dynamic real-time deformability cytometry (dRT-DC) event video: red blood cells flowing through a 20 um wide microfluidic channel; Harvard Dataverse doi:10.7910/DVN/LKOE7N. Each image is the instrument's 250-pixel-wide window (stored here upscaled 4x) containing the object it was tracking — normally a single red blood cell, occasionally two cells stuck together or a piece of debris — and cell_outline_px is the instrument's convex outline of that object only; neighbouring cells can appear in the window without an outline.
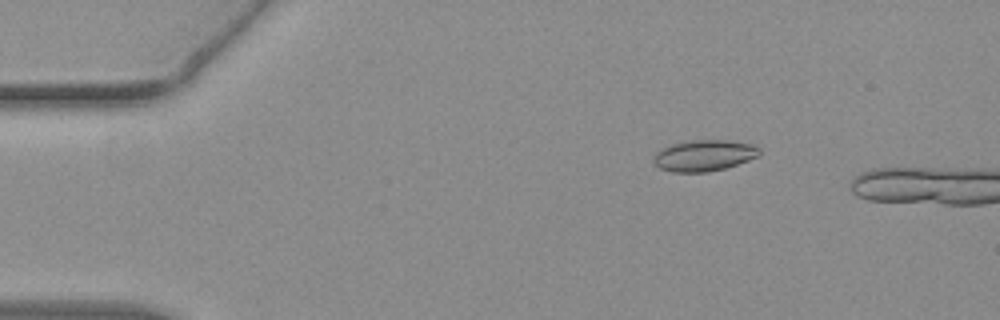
{"species": "common noctule bat (a hibernating species)", "species_latin": "Nyctalus noctula", "temperature_condition": "warm", "stored_images_in_passage": 14, "camera_frame_rate_fps": 3000, "um_per_image_px": 0.085, "animal": {"sex": "female", "body_mass_g": 19.3, "forearm_length_mm": 54.1}, "frame": {"image": 1, "passage_image": 7, "time_ms": 2.0, "image_size_px": [1000, 320], "cell_outline_px": [[760, 152], [756, 156], [748, 160], [724, 168], [708, 172], [672, 172], [660, 168], [652, 160], [652, 156], [656, 152], [672, 144], [688, 140], [728, 140], [752, 144], [760, 148]], "centroid_in_image_um": [59.81, 13.21], "position_along_channel_um": 25.2, "area_um2": 19.13}}